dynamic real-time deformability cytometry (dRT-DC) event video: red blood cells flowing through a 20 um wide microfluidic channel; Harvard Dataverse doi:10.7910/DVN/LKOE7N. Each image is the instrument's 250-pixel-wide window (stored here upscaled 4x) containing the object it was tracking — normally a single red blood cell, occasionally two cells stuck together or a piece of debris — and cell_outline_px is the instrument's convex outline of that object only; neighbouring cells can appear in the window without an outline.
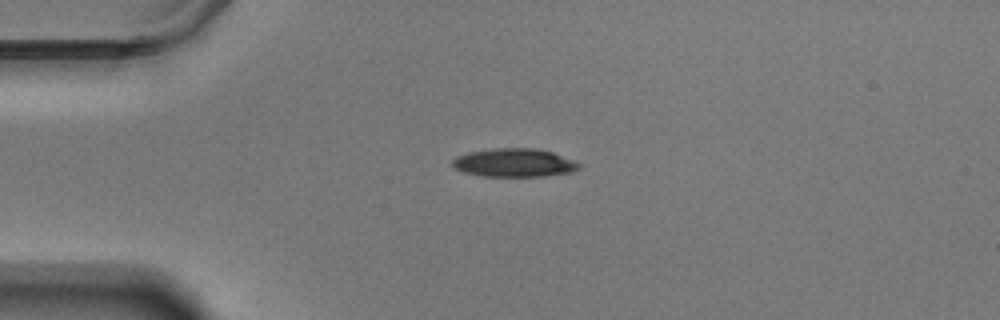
{"species": "Egyptian fruit bat (a non-hibernating species)", "species_latin": "Rousettus aegyptiacus", "temperature_condition": "warm", "stored_images_in_passage": 45, "camera_frame_rate_fps": 3000, "um_per_image_px": 0.085, "animal": {"sex": "male"}, "frame": {"image": 1, "passage_image": 1, "time_ms": 0.0, "image_size_px": [1000, 320], "cell_outline_px": [[580, 168], [572, 172], [544, 176], [484, 176], [464, 172], [456, 168], [452, 164], [452, 160], [456, 156], [468, 152], [492, 148], [536, 148], [552, 152], [576, 160], [580, 164]], "centroid_in_image_um": [43.74, 13.82], "position_along_channel_um": 41.3, "area_um2": 21.04}}
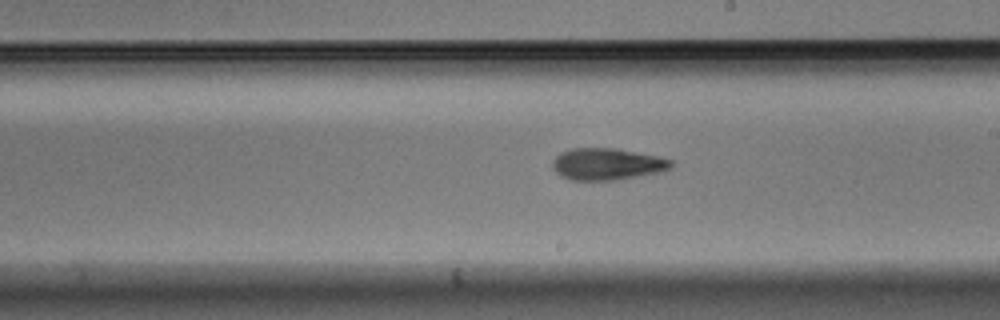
{"frame": {"image": 2, "passage_image": 20, "time_ms": 6.333, "image_size_px": [1000, 320], "cell_outline_px": [[672, 168], [664, 172], [612, 180], [572, 180], [560, 176], [552, 168], [552, 160], [560, 152], [572, 148], [616, 148], [656, 156], [672, 160]], "centroid_in_image_um": [51.59, 13.95], "position_along_channel_um": 237.4, "area_um2": 22.08}}
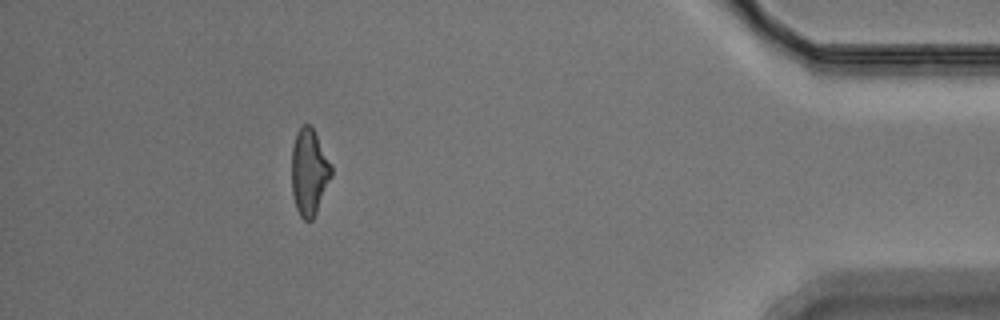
{"frame": {"image": 3, "passage_image": 39, "time_ms": 12.667, "image_size_px": [1000, 320], "cell_outline_px": [[332, 176], [316, 212], [312, 220], [304, 220], [300, 216], [296, 208], [292, 196], [292, 144], [296, 132], [304, 124], [308, 124], [312, 128], [332, 164]], "centroid_in_image_um": [26.27, 14.63], "position_along_channel_um": 408.9, "area_um2": 19.94}, "authors_computed_cell_mechanics": {"area_um2": 21.1548, "velocity_mm_per_s": 3.5161, "shape_relaxation_time_tau1_ms": 10.5525, "shape_relaxation_time_tau2_ms": 5.7753, "deformation_change_tau1": 0.2366, "deformation_change_tau2": 0.1615}}